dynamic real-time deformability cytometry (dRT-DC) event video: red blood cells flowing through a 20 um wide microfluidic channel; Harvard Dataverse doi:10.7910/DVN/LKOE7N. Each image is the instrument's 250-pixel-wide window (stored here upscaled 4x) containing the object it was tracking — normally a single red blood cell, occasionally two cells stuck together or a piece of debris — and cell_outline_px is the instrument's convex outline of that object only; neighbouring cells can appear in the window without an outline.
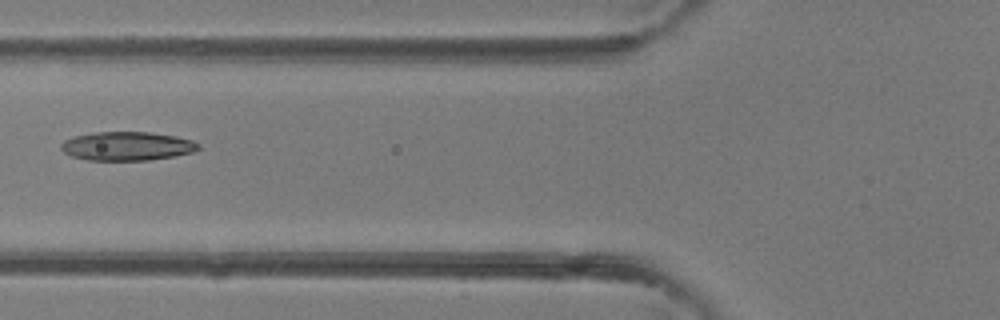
{"species": "common noctule bat (a hibernating species)", "species_latin": "Nyctalus noctula", "temperature_condition": "room temperature", "stored_images_in_passage": 2, "camera_frame_rate_fps": 3000, "um_per_image_px": 0.085, "animal": {"sex": "female"}, "frame": {"image": 1, "passage_image": 2, "time_ms": 1.0, "image_size_px": [1000, 320], "cell_outline_px": [[200, 148], [192, 152], [176, 156], [148, 160], [88, 160], [72, 156], [64, 152], [60, 148], [60, 144], [64, 140], [76, 136], [96, 132], [148, 132], [176, 136], [192, 140], [200, 144]], "centroid_in_image_um": [10.81, 12.42], "position_along_channel_um": 115.0, "area_um2": 23.0}}